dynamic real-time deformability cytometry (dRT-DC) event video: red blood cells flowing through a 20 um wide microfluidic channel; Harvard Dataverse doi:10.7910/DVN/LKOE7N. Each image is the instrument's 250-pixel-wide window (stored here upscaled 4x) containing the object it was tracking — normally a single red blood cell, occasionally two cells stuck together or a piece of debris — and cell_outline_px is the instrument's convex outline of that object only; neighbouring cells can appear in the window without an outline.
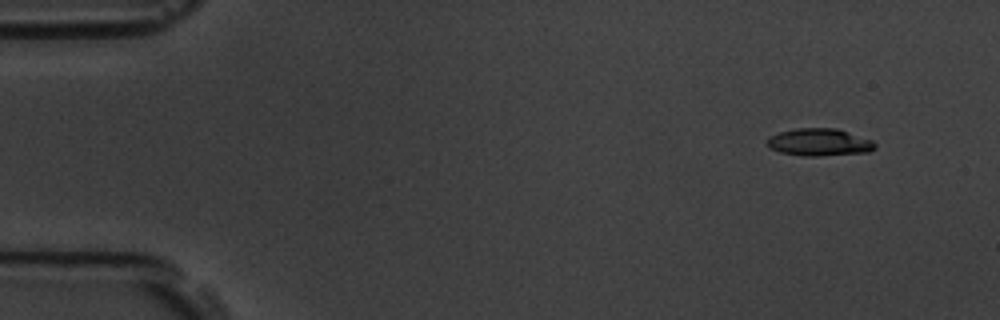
{"species": "common noctule bat (a hibernating species)", "species_latin": "Nyctalus noctula", "temperature_condition": "room temperature", "stored_images_in_passage": 7, "camera_frame_rate_fps": 3000, "um_per_image_px": 0.085, "animal": {"sex": "male", "body_mass_g": 19.5, "forearm_length_mm": 54.6}, "frame": {"image": 1, "passage_image": 1, "time_ms": 0.0, "image_size_px": [1000, 320], "cell_outline_px": [[876, 148], [868, 152], [820, 156], [804, 156], [780, 152], [768, 148], [764, 144], [768, 136], [780, 132], [796, 128], [836, 128], [872, 140], [876, 144]], "centroid_in_image_um": [69.59, 12.09], "position_along_channel_um": 15.4, "area_um2": 17.4}}
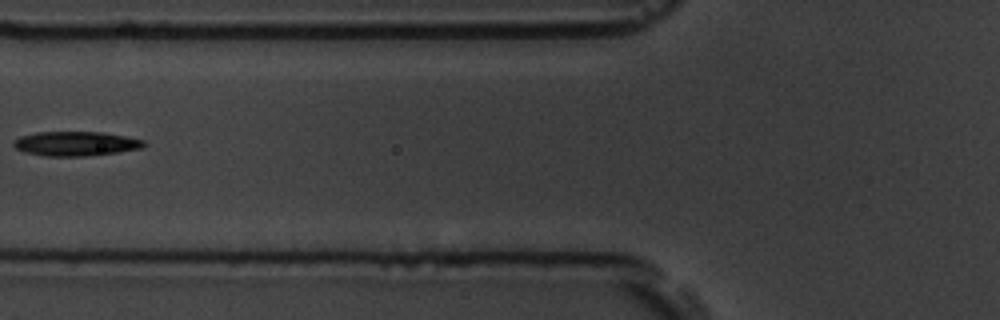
{"frame": {"image": 2, "passage_image": 6, "time_ms": 6.0, "image_size_px": [1000, 320], "cell_outline_px": [[148, 144], [144, 148], [116, 152], [84, 156], [44, 156], [24, 152], [16, 148], [12, 144], [12, 140], [20, 136], [36, 132], [100, 132], [124, 136], [144, 140]], "centroid_in_image_um": [6.42, 12.21], "position_along_channel_um": 119.4, "area_um2": 18.61}}
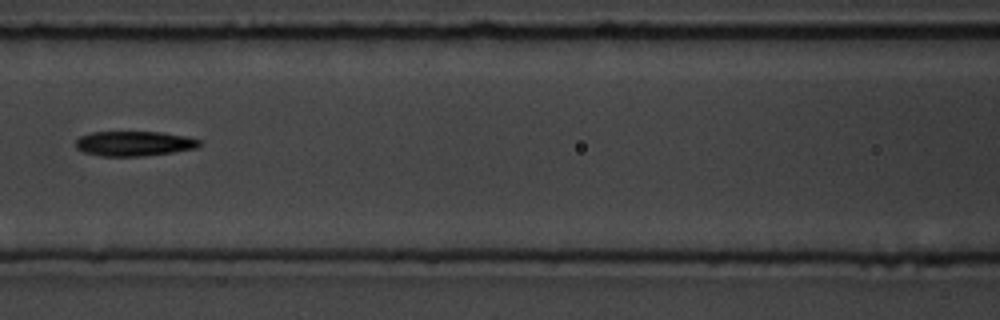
{"frame": {"image": 3, "passage_image": 7, "time_ms": 7.0, "image_size_px": [1000, 320], "cell_outline_px": [[204, 144], [196, 148], [172, 152], [144, 156], [104, 156], [84, 152], [76, 148], [76, 140], [80, 136], [92, 132], [160, 132], [188, 136], [200, 140]], "centroid_in_image_um": [11.44, 12.2], "position_along_channel_um": 155.2, "area_um2": 17.98}}